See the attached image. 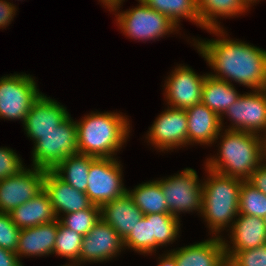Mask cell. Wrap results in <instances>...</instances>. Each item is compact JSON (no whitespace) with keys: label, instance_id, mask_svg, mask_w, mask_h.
Masks as SVG:
<instances>
[{"label":"cell","instance_id":"1","mask_svg":"<svg viewBox=\"0 0 266 266\" xmlns=\"http://www.w3.org/2000/svg\"><path fill=\"white\" fill-rule=\"evenodd\" d=\"M207 31L219 36V39H192L193 46L214 70V73L208 74L229 83L237 82L252 90L266 89V50L244 41L228 39L223 28Z\"/></svg>","mask_w":266,"mask_h":266},{"label":"cell","instance_id":"2","mask_svg":"<svg viewBox=\"0 0 266 266\" xmlns=\"http://www.w3.org/2000/svg\"><path fill=\"white\" fill-rule=\"evenodd\" d=\"M89 114L75 121L78 153L95 158H114L129 137L130 120L122 112Z\"/></svg>","mask_w":266,"mask_h":266},{"label":"cell","instance_id":"3","mask_svg":"<svg viewBox=\"0 0 266 266\" xmlns=\"http://www.w3.org/2000/svg\"><path fill=\"white\" fill-rule=\"evenodd\" d=\"M218 137L221 139L218 156L207 158L205 167L222 175L247 180L263 162L262 136L225 129L220 131L216 140Z\"/></svg>","mask_w":266,"mask_h":266},{"label":"cell","instance_id":"4","mask_svg":"<svg viewBox=\"0 0 266 266\" xmlns=\"http://www.w3.org/2000/svg\"><path fill=\"white\" fill-rule=\"evenodd\" d=\"M207 179L202 186L201 216L213 236L231 228L239 214V195L243 179L222 175L205 168ZM234 219V220H233Z\"/></svg>","mask_w":266,"mask_h":266},{"label":"cell","instance_id":"5","mask_svg":"<svg viewBox=\"0 0 266 266\" xmlns=\"http://www.w3.org/2000/svg\"><path fill=\"white\" fill-rule=\"evenodd\" d=\"M138 2L136 7L115 14L117 26L127 37L143 42L179 31L165 14L153 10L142 0Z\"/></svg>","mask_w":266,"mask_h":266},{"label":"cell","instance_id":"6","mask_svg":"<svg viewBox=\"0 0 266 266\" xmlns=\"http://www.w3.org/2000/svg\"><path fill=\"white\" fill-rule=\"evenodd\" d=\"M76 122L69 115L53 131L41 135L32 150V166L52 170L68 156L78 153Z\"/></svg>","mask_w":266,"mask_h":266},{"label":"cell","instance_id":"7","mask_svg":"<svg viewBox=\"0 0 266 266\" xmlns=\"http://www.w3.org/2000/svg\"><path fill=\"white\" fill-rule=\"evenodd\" d=\"M30 74H11L0 78V118L26 119L33 102L40 96L37 82Z\"/></svg>","mask_w":266,"mask_h":266},{"label":"cell","instance_id":"8","mask_svg":"<svg viewBox=\"0 0 266 266\" xmlns=\"http://www.w3.org/2000/svg\"><path fill=\"white\" fill-rule=\"evenodd\" d=\"M160 186L166 200L169 213L179 218L180 212L202 211V186L196 171L185 168L180 173L160 179Z\"/></svg>","mask_w":266,"mask_h":266},{"label":"cell","instance_id":"9","mask_svg":"<svg viewBox=\"0 0 266 266\" xmlns=\"http://www.w3.org/2000/svg\"><path fill=\"white\" fill-rule=\"evenodd\" d=\"M122 165L117 158H96L89 168L86 194L93 205L102 206L127 193Z\"/></svg>","mask_w":266,"mask_h":266},{"label":"cell","instance_id":"10","mask_svg":"<svg viewBox=\"0 0 266 266\" xmlns=\"http://www.w3.org/2000/svg\"><path fill=\"white\" fill-rule=\"evenodd\" d=\"M224 115L232 122L226 130L251 132L264 136L266 134V89L241 94L222 116Z\"/></svg>","mask_w":266,"mask_h":266},{"label":"cell","instance_id":"11","mask_svg":"<svg viewBox=\"0 0 266 266\" xmlns=\"http://www.w3.org/2000/svg\"><path fill=\"white\" fill-rule=\"evenodd\" d=\"M188 121L185 109L167 107L154 120L146 138L156 149L168 151L188 145Z\"/></svg>","mask_w":266,"mask_h":266},{"label":"cell","instance_id":"12","mask_svg":"<svg viewBox=\"0 0 266 266\" xmlns=\"http://www.w3.org/2000/svg\"><path fill=\"white\" fill-rule=\"evenodd\" d=\"M46 169L23 168L16 175L0 180V212L10 213L43 189Z\"/></svg>","mask_w":266,"mask_h":266},{"label":"cell","instance_id":"13","mask_svg":"<svg viewBox=\"0 0 266 266\" xmlns=\"http://www.w3.org/2000/svg\"><path fill=\"white\" fill-rule=\"evenodd\" d=\"M206 75H197L195 71L186 66L179 65L165 81V100L168 107L187 109L201 103L202 88Z\"/></svg>","mask_w":266,"mask_h":266},{"label":"cell","instance_id":"14","mask_svg":"<svg viewBox=\"0 0 266 266\" xmlns=\"http://www.w3.org/2000/svg\"><path fill=\"white\" fill-rule=\"evenodd\" d=\"M125 250L123 239L102 218L82 239L79 265L106 262Z\"/></svg>","mask_w":266,"mask_h":266},{"label":"cell","instance_id":"15","mask_svg":"<svg viewBox=\"0 0 266 266\" xmlns=\"http://www.w3.org/2000/svg\"><path fill=\"white\" fill-rule=\"evenodd\" d=\"M69 115L66 107L60 102L41 93L26 115L23 128L27 137L35 144L41 139V135L56 129Z\"/></svg>","mask_w":266,"mask_h":266},{"label":"cell","instance_id":"16","mask_svg":"<svg viewBox=\"0 0 266 266\" xmlns=\"http://www.w3.org/2000/svg\"><path fill=\"white\" fill-rule=\"evenodd\" d=\"M237 217L233 226L227 229L230 230V241L223 239L227 261L237 251L254 249L266 244V226L263 218L240 213Z\"/></svg>","mask_w":266,"mask_h":266},{"label":"cell","instance_id":"17","mask_svg":"<svg viewBox=\"0 0 266 266\" xmlns=\"http://www.w3.org/2000/svg\"><path fill=\"white\" fill-rule=\"evenodd\" d=\"M43 188L50 198L57 218L61 216V213L64 215L77 212L92 205L85 192L75 189L52 170H46Z\"/></svg>","mask_w":266,"mask_h":266},{"label":"cell","instance_id":"18","mask_svg":"<svg viewBox=\"0 0 266 266\" xmlns=\"http://www.w3.org/2000/svg\"><path fill=\"white\" fill-rule=\"evenodd\" d=\"M212 237L169 252L175 257L178 266H226L223 236Z\"/></svg>","mask_w":266,"mask_h":266},{"label":"cell","instance_id":"19","mask_svg":"<svg viewBox=\"0 0 266 266\" xmlns=\"http://www.w3.org/2000/svg\"><path fill=\"white\" fill-rule=\"evenodd\" d=\"M185 111L188 121V145L216 143L217 136L222 131L220 117L202 103L195 104Z\"/></svg>","mask_w":266,"mask_h":266},{"label":"cell","instance_id":"20","mask_svg":"<svg viewBox=\"0 0 266 266\" xmlns=\"http://www.w3.org/2000/svg\"><path fill=\"white\" fill-rule=\"evenodd\" d=\"M57 231L58 220L21 229L16 254L19 258L52 255Z\"/></svg>","mask_w":266,"mask_h":266},{"label":"cell","instance_id":"21","mask_svg":"<svg viewBox=\"0 0 266 266\" xmlns=\"http://www.w3.org/2000/svg\"><path fill=\"white\" fill-rule=\"evenodd\" d=\"M101 218L124 240L144 216L128 193L103 204Z\"/></svg>","mask_w":266,"mask_h":266},{"label":"cell","instance_id":"22","mask_svg":"<svg viewBox=\"0 0 266 266\" xmlns=\"http://www.w3.org/2000/svg\"><path fill=\"white\" fill-rule=\"evenodd\" d=\"M12 221L20 228H29L58 220L44 188L32 199L10 212Z\"/></svg>","mask_w":266,"mask_h":266},{"label":"cell","instance_id":"23","mask_svg":"<svg viewBox=\"0 0 266 266\" xmlns=\"http://www.w3.org/2000/svg\"><path fill=\"white\" fill-rule=\"evenodd\" d=\"M240 93L232 83L212 77L206 73L202 88L201 103L220 117L221 128L224 131L223 113L240 97Z\"/></svg>","mask_w":266,"mask_h":266},{"label":"cell","instance_id":"24","mask_svg":"<svg viewBox=\"0 0 266 266\" xmlns=\"http://www.w3.org/2000/svg\"><path fill=\"white\" fill-rule=\"evenodd\" d=\"M248 10L243 0H198L200 27L205 30L222 28L219 17H238Z\"/></svg>","mask_w":266,"mask_h":266},{"label":"cell","instance_id":"25","mask_svg":"<svg viewBox=\"0 0 266 266\" xmlns=\"http://www.w3.org/2000/svg\"><path fill=\"white\" fill-rule=\"evenodd\" d=\"M95 157L76 153L58 163L52 171L75 189L85 192L88 185V174Z\"/></svg>","mask_w":266,"mask_h":266},{"label":"cell","instance_id":"26","mask_svg":"<svg viewBox=\"0 0 266 266\" xmlns=\"http://www.w3.org/2000/svg\"><path fill=\"white\" fill-rule=\"evenodd\" d=\"M127 193L144 215L169 213L159 179L127 189Z\"/></svg>","mask_w":266,"mask_h":266},{"label":"cell","instance_id":"27","mask_svg":"<svg viewBox=\"0 0 266 266\" xmlns=\"http://www.w3.org/2000/svg\"><path fill=\"white\" fill-rule=\"evenodd\" d=\"M153 10L165 14L176 26L180 27L182 19L200 26V18L198 13V0H142Z\"/></svg>","mask_w":266,"mask_h":266},{"label":"cell","instance_id":"28","mask_svg":"<svg viewBox=\"0 0 266 266\" xmlns=\"http://www.w3.org/2000/svg\"><path fill=\"white\" fill-rule=\"evenodd\" d=\"M124 249H133L142 255L156 253L160 246L152 237L151 214L144 215L132 232L123 240Z\"/></svg>","mask_w":266,"mask_h":266},{"label":"cell","instance_id":"29","mask_svg":"<svg viewBox=\"0 0 266 266\" xmlns=\"http://www.w3.org/2000/svg\"><path fill=\"white\" fill-rule=\"evenodd\" d=\"M82 239L83 236L81 234L63 226L58 220V231L53 254L65 257L71 264L79 266Z\"/></svg>","mask_w":266,"mask_h":266},{"label":"cell","instance_id":"30","mask_svg":"<svg viewBox=\"0 0 266 266\" xmlns=\"http://www.w3.org/2000/svg\"><path fill=\"white\" fill-rule=\"evenodd\" d=\"M180 219L175 218L170 213L151 214L152 237L155 238L159 246L173 244L179 237Z\"/></svg>","mask_w":266,"mask_h":266},{"label":"cell","instance_id":"31","mask_svg":"<svg viewBox=\"0 0 266 266\" xmlns=\"http://www.w3.org/2000/svg\"><path fill=\"white\" fill-rule=\"evenodd\" d=\"M239 213L264 218L266 216V195L243 180L239 195Z\"/></svg>","mask_w":266,"mask_h":266},{"label":"cell","instance_id":"32","mask_svg":"<svg viewBox=\"0 0 266 266\" xmlns=\"http://www.w3.org/2000/svg\"><path fill=\"white\" fill-rule=\"evenodd\" d=\"M64 215L58 218L59 222L68 229L85 236L101 219V209L100 206L92 204L87 209Z\"/></svg>","mask_w":266,"mask_h":266},{"label":"cell","instance_id":"33","mask_svg":"<svg viewBox=\"0 0 266 266\" xmlns=\"http://www.w3.org/2000/svg\"><path fill=\"white\" fill-rule=\"evenodd\" d=\"M21 229L18 228L12 221L10 213L0 212V247L17 251L18 240Z\"/></svg>","mask_w":266,"mask_h":266},{"label":"cell","instance_id":"34","mask_svg":"<svg viewBox=\"0 0 266 266\" xmlns=\"http://www.w3.org/2000/svg\"><path fill=\"white\" fill-rule=\"evenodd\" d=\"M226 266H266V244L254 249L237 251Z\"/></svg>","mask_w":266,"mask_h":266},{"label":"cell","instance_id":"35","mask_svg":"<svg viewBox=\"0 0 266 266\" xmlns=\"http://www.w3.org/2000/svg\"><path fill=\"white\" fill-rule=\"evenodd\" d=\"M23 168L22 159L13 149L0 147V180L16 175Z\"/></svg>","mask_w":266,"mask_h":266},{"label":"cell","instance_id":"36","mask_svg":"<svg viewBox=\"0 0 266 266\" xmlns=\"http://www.w3.org/2000/svg\"><path fill=\"white\" fill-rule=\"evenodd\" d=\"M247 181L266 195V164L262 162Z\"/></svg>","mask_w":266,"mask_h":266},{"label":"cell","instance_id":"37","mask_svg":"<svg viewBox=\"0 0 266 266\" xmlns=\"http://www.w3.org/2000/svg\"><path fill=\"white\" fill-rule=\"evenodd\" d=\"M16 11L17 8L13 2L0 0V29H5V27L11 24V21L16 15Z\"/></svg>","mask_w":266,"mask_h":266},{"label":"cell","instance_id":"38","mask_svg":"<svg viewBox=\"0 0 266 266\" xmlns=\"http://www.w3.org/2000/svg\"><path fill=\"white\" fill-rule=\"evenodd\" d=\"M15 252L0 247V266H24Z\"/></svg>","mask_w":266,"mask_h":266},{"label":"cell","instance_id":"39","mask_svg":"<svg viewBox=\"0 0 266 266\" xmlns=\"http://www.w3.org/2000/svg\"><path fill=\"white\" fill-rule=\"evenodd\" d=\"M158 259L160 260L157 266H178L175 257L169 251L162 256L160 255Z\"/></svg>","mask_w":266,"mask_h":266},{"label":"cell","instance_id":"40","mask_svg":"<svg viewBox=\"0 0 266 266\" xmlns=\"http://www.w3.org/2000/svg\"><path fill=\"white\" fill-rule=\"evenodd\" d=\"M110 12H117L125 0H99Z\"/></svg>","mask_w":266,"mask_h":266},{"label":"cell","instance_id":"41","mask_svg":"<svg viewBox=\"0 0 266 266\" xmlns=\"http://www.w3.org/2000/svg\"><path fill=\"white\" fill-rule=\"evenodd\" d=\"M263 138V162L266 164V134L262 136Z\"/></svg>","mask_w":266,"mask_h":266},{"label":"cell","instance_id":"42","mask_svg":"<svg viewBox=\"0 0 266 266\" xmlns=\"http://www.w3.org/2000/svg\"><path fill=\"white\" fill-rule=\"evenodd\" d=\"M245 2V4L250 8L251 5L253 4L254 6V3H256L257 1L259 2V0H243Z\"/></svg>","mask_w":266,"mask_h":266},{"label":"cell","instance_id":"43","mask_svg":"<svg viewBox=\"0 0 266 266\" xmlns=\"http://www.w3.org/2000/svg\"><path fill=\"white\" fill-rule=\"evenodd\" d=\"M63 266H76V265H73V264H70V263H69V264L66 263V264L63 265Z\"/></svg>","mask_w":266,"mask_h":266},{"label":"cell","instance_id":"44","mask_svg":"<svg viewBox=\"0 0 266 266\" xmlns=\"http://www.w3.org/2000/svg\"><path fill=\"white\" fill-rule=\"evenodd\" d=\"M263 219H264V223H265V226H266V216Z\"/></svg>","mask_w":266,"mask_h":266}]
</instances>
